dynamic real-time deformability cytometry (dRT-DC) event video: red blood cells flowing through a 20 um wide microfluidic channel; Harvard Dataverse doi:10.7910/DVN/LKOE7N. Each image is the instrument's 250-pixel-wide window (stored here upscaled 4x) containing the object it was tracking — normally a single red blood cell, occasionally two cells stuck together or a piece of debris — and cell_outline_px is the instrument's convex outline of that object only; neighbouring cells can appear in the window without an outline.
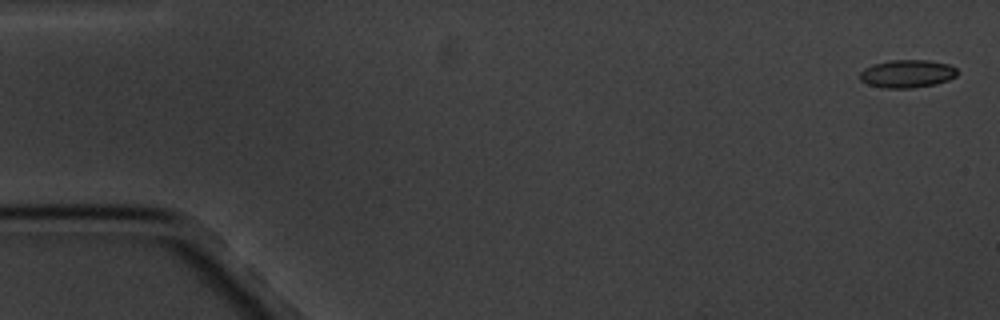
{"species": "common noctule bat (a hibernating species)", "species_latin": "Nyctalus noctula", "temperature_condition": "cold", "stored_images_in_passage": 6, "camera_frame_rate_fps": 3000, "um_per_image_px": 0.085, "animal": {"sex": "male", "body_mass_g": 20.1, "forearm_length_mm": 53.5}, "frame": {"image": 1, "passage_image": 1, "time_ms": 0.0, "image_size_px": [1000, 320], "cell_outline_px": [[960, 72], [956, 76], [948, 80], [936, 84], [912, 88], [884, 88], [868, 84], [860, 80], [860, 72], [864, 68], [872, 64], [892, 60], [928, 60], [948, 64], [956, 68]], "centroid_in_image_um": [77.12, 6.26], "position_along_channel_um": 7.9, "area_um2": 15.95}}
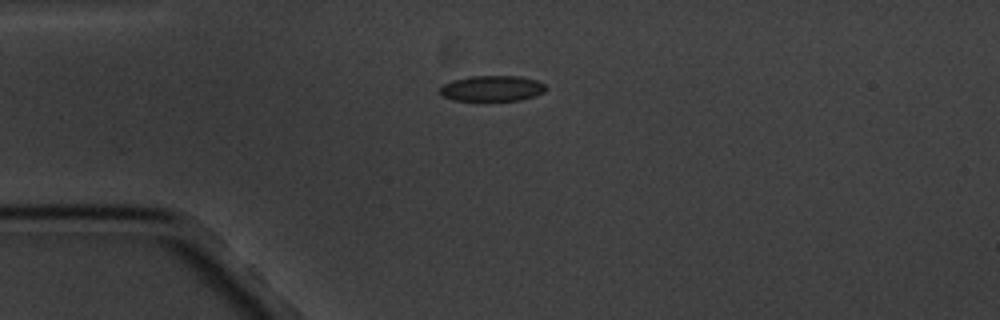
{"frame": {"image": 2, "passage_image": 4, "time_ms": 4.333, "image_size_px": [1000, 320], "cell_outline_px": [[548, 88], [544, 92], [536, 96], [520, 100], [452, 100], [444, 96], [440, 92], [440, 88], [444, 84], [452, 80], [472, 76], [520, 76], [536, 80], [544, 84]], "centroid_in_image_um": [41.86, 7.51], "position_along_channel_um": 43.1, "area_um2": 15.78}}
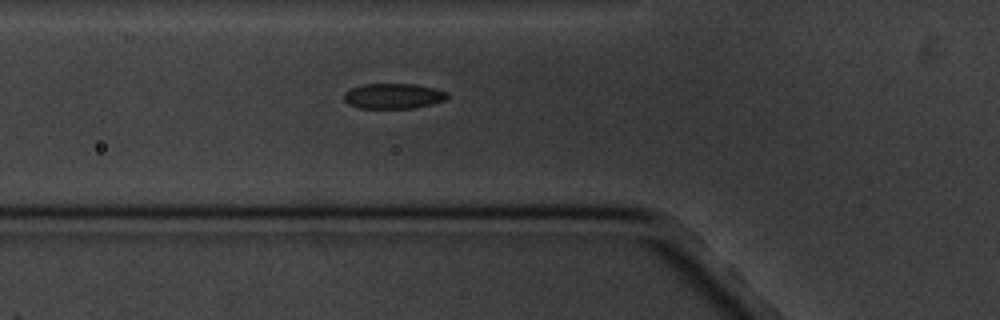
{"frame": {"image": 3, "passage_image": 6, "time_ms": 6.333, "image_size_px": [1000, 320], "cell_outline_px": [[448, 100], [432, 104], [412, 108], [360, 108], [348, 104], [344, 100], [344, 92], [360, 84], [416, 84], [436, 88], [448, 92]], "centroid_in_image_um": [33.46, 8.16], "position_along_channel_um": 92.3, "area_um2": 15.43}}